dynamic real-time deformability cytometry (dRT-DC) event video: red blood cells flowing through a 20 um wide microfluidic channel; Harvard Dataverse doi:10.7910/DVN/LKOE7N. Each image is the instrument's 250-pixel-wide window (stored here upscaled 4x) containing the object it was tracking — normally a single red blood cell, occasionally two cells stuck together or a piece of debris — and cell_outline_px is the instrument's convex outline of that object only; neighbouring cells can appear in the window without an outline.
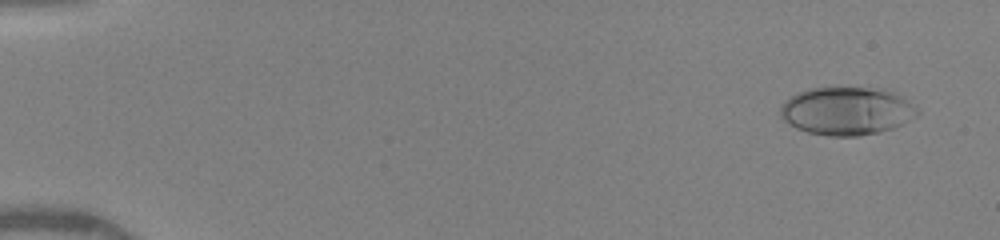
{"species": "human", "species_latin": "Homo sapiens", "temperature_condition": "warm", "stored_images_in_passage": 50, "camera_frame_rate_fps": 3000, "um_per_image_px": 0.085, "donor": {"sex": "female"}, "frame": {"image": 1, "passage_image": 3, "time_ms": 0.667, "image_size_px": [1000, 240], "cell_outline_px": [[920, 112], [916, 116], [892, 128], [880, 132], [860, 136], [828, 136], [808, 132], [796, 128], [788, 124], [780, 116], [780, 108], [784, 100], [796, 92], [808, 88], [836, 84], [884, 88], [900, 96], [912, 104]], "centroid_in_image_um": [71.92, 9.37], "position_along_channel_um": 13.1, "area_um2": 39.48}}
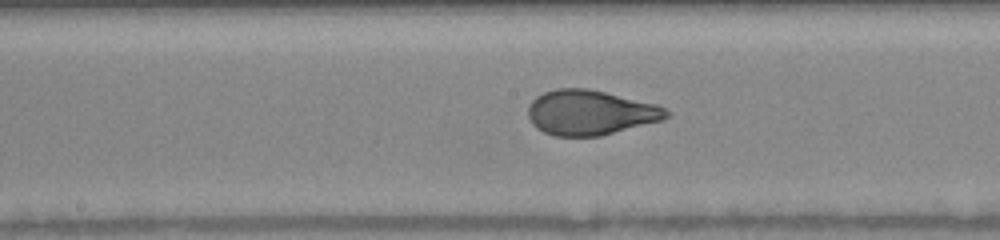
{"frame": {"image": 2, "passage_image": 27, "time_ms": 8.667, "image_size_px": [1000, 240], "cell_outline_px": [[668, 116], [660, 120], [600, 136], [552, 136], [536, 128], [532, 124], [528, 116], [528, 104], [536, 96], [544, 92], [556, 88], [588, 88], [656, 104], [664, 108], [668, 112]], "centroid_in_image_um": [50.1, 9.56], "position_along_channel_um": 198.1, "area_um2": 36.01}}
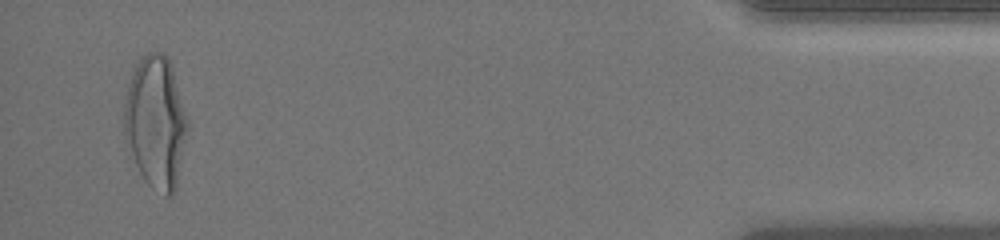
{"frame": {"image": 3, "passage_image": 48, "time_ms": 15.667, "image_size_px": [1000, 240], "cell_outline_px": [[188, 128], [176, 188], [172, 196], [164, 196], [152, 188], [144, 180], [136, 164], [124, 132], [124, 104], [128, 84], [132, 72], [136, 64], [148, 52], [164, 52], [168, 56], [172, 68], [188, 120]], "centroid_in_image_um": [13.25, 10.38], "position_along_channel_um": 422.0, "area_um2": 48.44}, "authors_computed_cell_mechanics": {"area_um2": 36.3273, "velocity_mm_per_s": 4.1267, "shape_relaxation_time_tau1_ms": 3.9804, "shape_relaxation_time_tau2_ms": null, "deformation_change_tau1": 0.2073, "deformation_change_tau2": null}}